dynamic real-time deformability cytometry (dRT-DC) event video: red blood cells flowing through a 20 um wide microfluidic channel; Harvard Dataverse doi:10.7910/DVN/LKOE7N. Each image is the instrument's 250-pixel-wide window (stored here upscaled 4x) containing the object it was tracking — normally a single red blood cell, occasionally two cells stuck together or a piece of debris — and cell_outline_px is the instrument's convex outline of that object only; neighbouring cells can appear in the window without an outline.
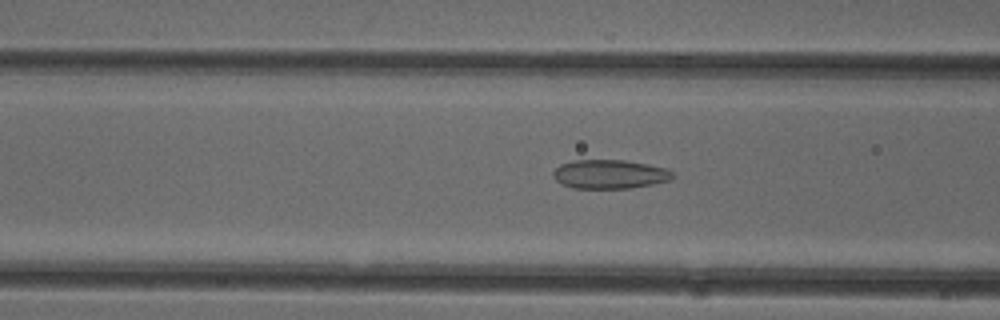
{"species": "common noctule bat (a hibernating species)", "species_latin": "Nyctalus noctula", "temperature_condition": "cold", "stored_images_in_passage": 51, "camera_frame_rate_fps": 3000, "um_per_image_px": 0.085, "animal": {"sex": "female"}, "frame": {"image": 1, "passage_image": 20, "time_ms": 6.333, "image_size_px": [1000, 320], "cell_outline_px": [[676, 176], [668, 180], [652, 184], [632, 188], [572, 188], [556, 180], [552, 176], [552, 172], [560, 164], [572, 160], [624, 160], [648, 164], [668, 168]], "centroid_in_image_um": [51.83, 14.8], "position_along_channel_um": 114.8, "area_um2": 20.23}}
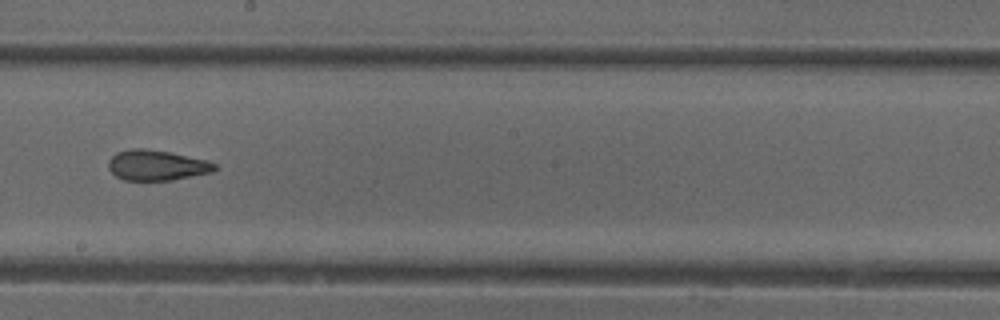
{"frame": {"image": 2, "passage_image": 29, "time_ms": 9.333, "image_size_px": [1000, 320], "cell_outline_px": [[216, 168], [212, 172], [172, 180], [124, 180], [116, 176], [108, 168], [108, 160], [116, 152], [128, 148], [144, 148], [168, 152], [208, 160], [216, 164]], "centroid_in_image_um": [13.29, 14.04], "position_along_channel_um": 234.9, "area_um2": 18.84}}
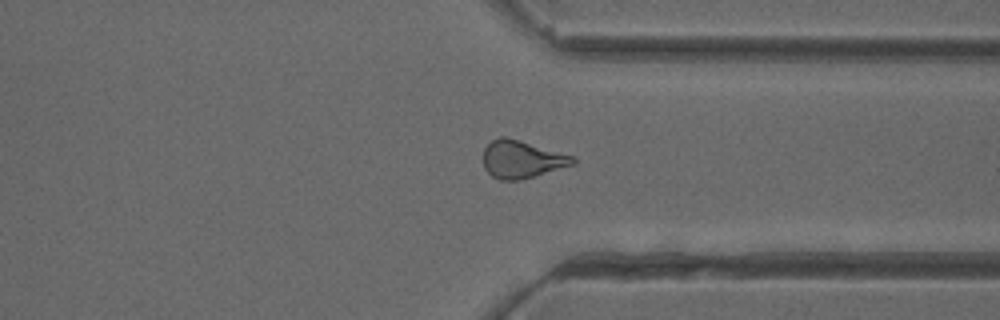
{"frame": {"image": 3, "passage_image": 39, "time_ms": 12.667, "image_size_px": [1000, 320], "cell_outline_px": [[576, 164], [520, 180], [500, 180], [492, 176], [484, 168], [484, 148], [492, 140], [500, 136], [504, 136], [520, 140], [576, 156]], "centroid_in_image_um": [44.38, 13.53], "position_along_channel_um": 367.0, "area_um2": 19.77}, "authors_computed_cell_mechanics": {"area_um2": 20.23, "velocity_mm_per_s": 3.9915, "shape_relaxation_time_tau1_ms": 9.1882, "shape_relaxation_time_tau2_ms": 2.2297, "deformation_change_tau1": 0.1663, "deformation_change_tau2": 0.0987}}